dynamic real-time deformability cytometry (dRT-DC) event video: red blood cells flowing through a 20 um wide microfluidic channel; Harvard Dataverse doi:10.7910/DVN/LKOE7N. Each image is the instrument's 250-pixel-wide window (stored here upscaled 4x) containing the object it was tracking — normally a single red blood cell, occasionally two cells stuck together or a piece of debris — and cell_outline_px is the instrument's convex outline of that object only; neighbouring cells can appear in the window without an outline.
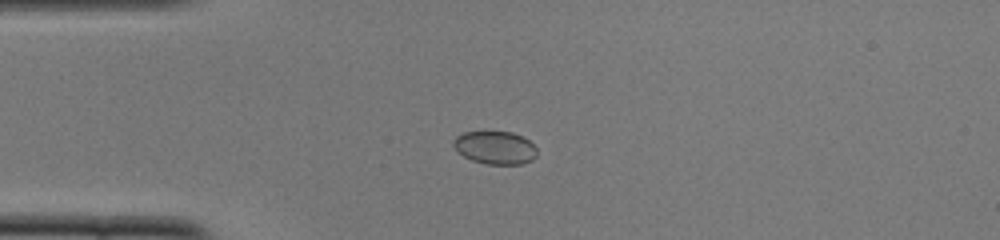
{"species": "common noctule bat (a hibernating species)", "species_latin": "Nyctalus noctula", "temperature_condition": "cold", "stored_images_in_passage": 40, "camera_frame_rate_fps": 3000, "um_per_image_px": 0.085, "animal": {"sex": "female", "body_mass_g": 22.0, "forearm_length_mm": 56.7}, "frame": {"image": 1, "passage_image": 5, "time_ms": 1.333, "image_size_px": [1000, 240], "cell_outline_px": [[536, 156], [532, 160], [520, 164], [488, 164], [472, 160], [464, 156], [452, 144], [452, 140], [456, 136], [464, 132], [512, 132], [528, 140], [536, 148]], "centroid_in_image_um": [42.08, 12.55], "position_along_channel_um": 42.9, "area_um2": 15.84}}
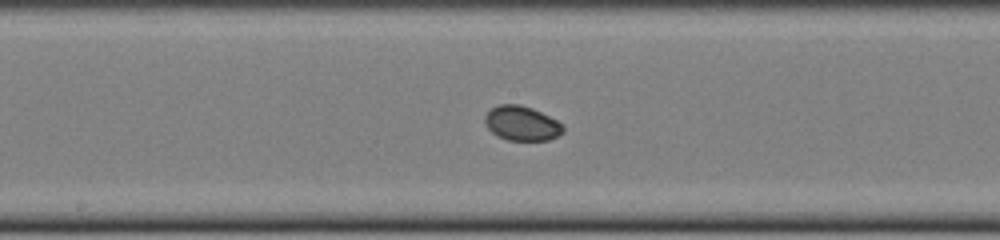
{"frame": {"image": 2, "passage_image": 19, "time_ms": 6.0, "image_size_px": [1000, 240], "cell_outline_px": [[564, 132], [548, 140], [508, 140], [496, 136], [488, 128], [484, 120], [484, 116], [492, 108], [500, 104], [520, 104], [532, 108], [556, 120], [564, 128]], "centroid_in_image_um": [44.32, 10.48], "position_along_channel_um": 203.9, "area_um2": 15.61}}
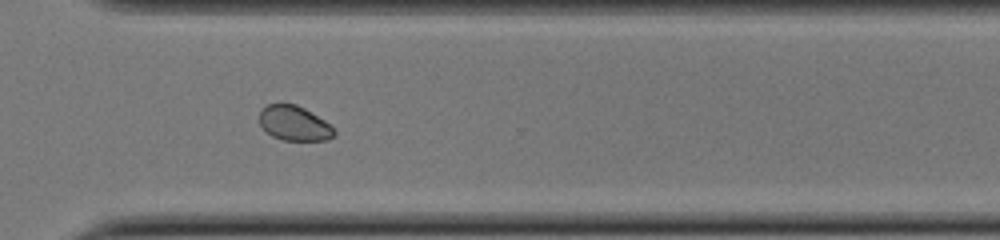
{"frame": {"image": 3, "passage_image": 30, "time_ms": 9.667, "image_size_px": [1000, 240], "cell_outline_px": [[336, 136], [328, 140], [284, 140], [272, 136], [260, 124], [260, 108], [268, 104], [296, 104], [304, 108], [324, 120], [336, 132]], "centroid_in_image_um": [25.01, 10.48], "position_along_channel_um": 345.6, "area_um2": 15.03}, "authors_computed_cell_mechanics": {"area_um2": 15.7794, "velocity_mm_per_s": 3.8492, "shape_relaxation_time_tau1_ms": 3.1547, "shape_relaxation_time_tau2_ms": 3.3894, "deformation_change_tau1": 0.0347, "deformation_change_tau2": 0.0309}}